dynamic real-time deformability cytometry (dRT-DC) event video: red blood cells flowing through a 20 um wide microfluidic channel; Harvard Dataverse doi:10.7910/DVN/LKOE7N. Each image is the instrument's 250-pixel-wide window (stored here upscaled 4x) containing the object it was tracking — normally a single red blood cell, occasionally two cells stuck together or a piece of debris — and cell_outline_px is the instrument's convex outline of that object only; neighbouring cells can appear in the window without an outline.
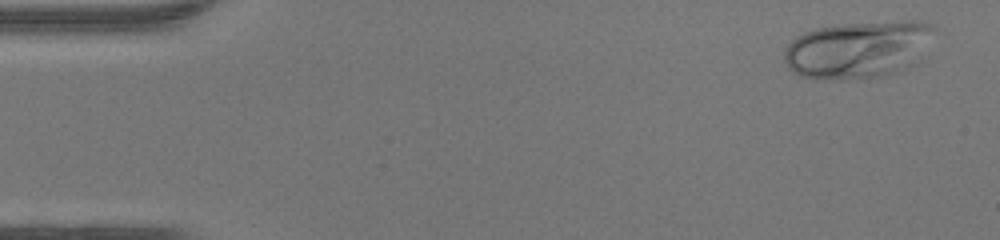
{"species": "human", "species_latin": "Homo sapiens", "temperature_condition": "warm", "stored_images_in_passage": 46, "camera_frame_rate_fps": 3000, "um_per_image_px": 0.085, "donor": {"sex": "female"}, "frame": {"image": 1, "passage_image": 2, "time_ms": 0.333, "image_size_px": [1000, 240], "cell_outline_px": [[936, 28], [920, 64], [884, 76], [844, 80], [812, 80], [800, 76], [792, 72], [788, 68], [784, 60], [784, 48], [796, 36], [804, 32], [816, 28], [844, 24], [904, 20], [920, 20], [936, 24]], "centroid_in_image_um": [72.99, 4.22], "position_along_channel_um": 12.0, "area_um2": 51.62}}
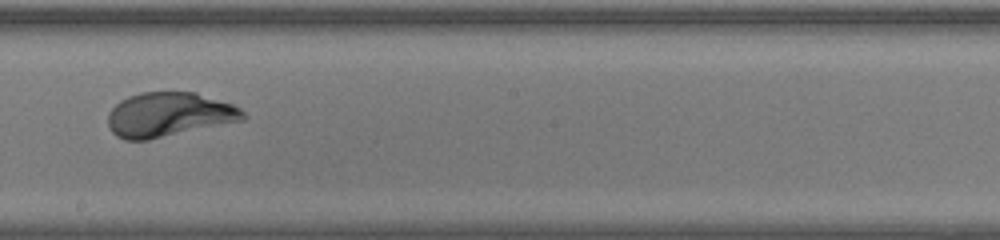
{"frame": {"image": 2, "passage_image": 26, "time_ms": 8.333, "image_size_px": [1000, 240], "cell_outline_px": [[248, 116], [244, 120], [148, 140], [124, 140], [116, 136], [112, 132], [108, 124], [108, 112], [120, 100], [128, 96], [140, 92], [196, 92], [232, 104], [240, 108]], "centroid_in_image_um": [14.35, 9.74], "position_along_channel_um": 233.8, "area_um2": 35.08}}
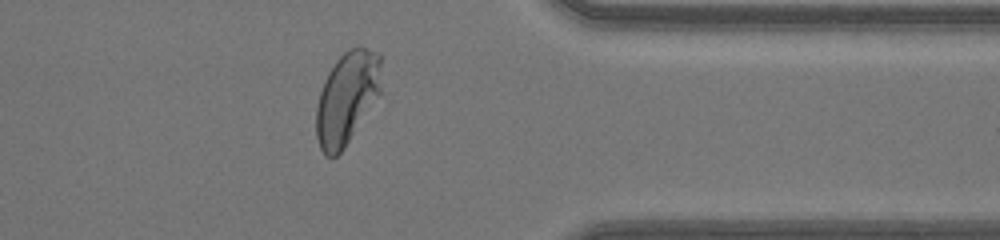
{"frame": {"image": 3, "passage_image": 37, "time_ms": 12.0, "image_size_px": [1000, 240], "cell_outline_px": [[380, 92], [344, 148], [336, 156], [324, 156], [320, 148], [316, 136], [316, 108], [320, 92], [324, 80], [328, 72], [336, 60], [348, 48], [364, 48], [380, 52]], "centroid_in_image_um": [29.45, 8.32], "position_along_channel_um": 381.9, "area_um2": 34.62}, "authors_computed_cell_mechanics": {"area_um2": 35.836, "velocity_mm_per_s": 4.3779, "shape_relaxation_time_tau1_ms": 3.0502, "shape_relaxation_time_tau2_ms": null, "deformation_change_tau1": 0.2017, "deformation_change_tau2": null}}